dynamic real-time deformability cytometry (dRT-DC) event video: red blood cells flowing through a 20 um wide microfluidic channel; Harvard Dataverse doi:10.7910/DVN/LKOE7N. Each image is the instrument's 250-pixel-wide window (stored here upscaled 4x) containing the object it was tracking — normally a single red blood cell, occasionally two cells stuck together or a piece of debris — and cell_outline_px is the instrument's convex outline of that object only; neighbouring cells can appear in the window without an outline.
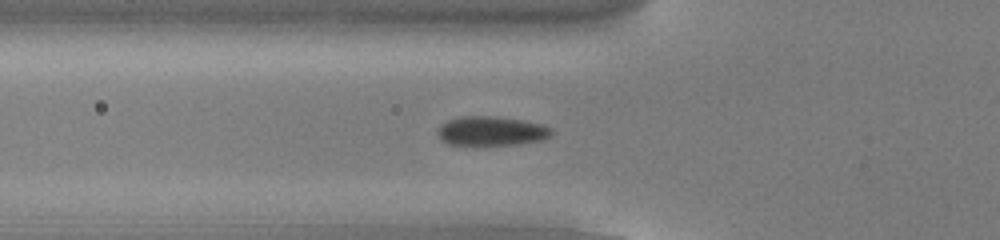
{"species": "common noctule bat (a hibernating species)", "species_latin": "Nyctalus noctula", "temperature_condition": "cold", "stored_images_in_passage": 44, "camera_frame_rate_fps": 3000, "um_per_image_px": 0.085, "animal": {"sex": "male", "body_mass_g": 13.0, "forearm_length_mm": 53.1}, "frame": {"image": 1, "passage_image": 12, "time_ms": 3.667, "image_size_px": [1000, 240], "cell_outline_px": [[552, 136], [544, 140], [516, 144], [448, 144], [436, 132], [436, 128], [440, 124], [448, 120], [460, 116], [496, 116], [524, 120], [544, 124], [552, 128]], "centroid_in_image_um": [41.81, 11.11], "position_along_channel_um": 84.0, "area_um2": 19.54}}
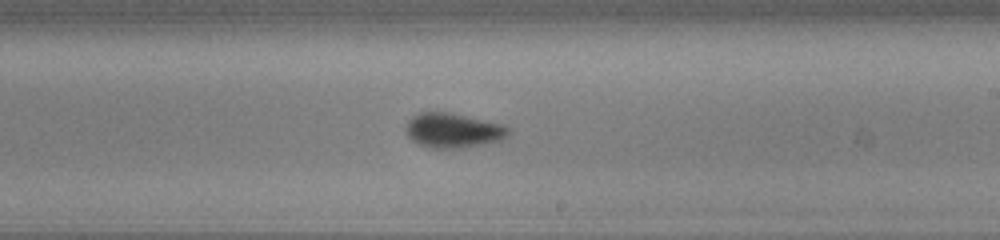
{"frame": {"image": 2, "passage_image": 25, "time_ms": 8.0, "image_size_px": [1000, 240], "cell_outline_px": [[508, 132], [500, 140], [484, 144], [460, 148], [428, 148], [412, 140], [404, 132], [404, 128], [408, 120], [412, 116], [420, 112], [448, 112], [504, 124], [508, 128]], "centroid_in_image_um": [38.45, 11.08], "position_along_channel_um": 250.6, "area_um2": 20.69}}
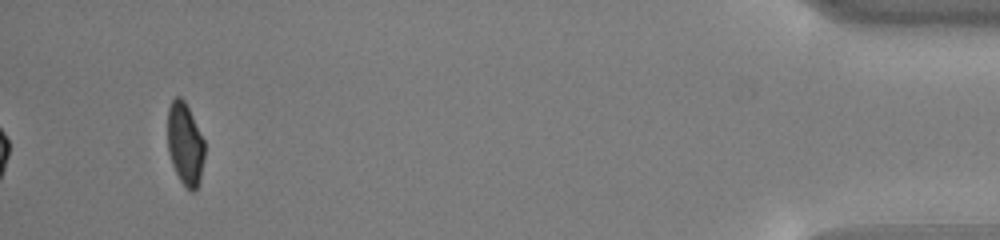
{"frame": {"image": 3, "passage_image": 44, "time_ms": 14.333, "image_size_px": [1000, 240], "cell_outline_px": [[204, 156], [200, 180], [196, 188], [192, 192], [180, 180], [172, 164], [168, 152], [168, 108], [172, 100], [176, 96], [180, 96], [184, 100], [204, 140]], "centroid_in_image_um": [15.72, 12.23], "position_along_channel_um": 419.5, "area_um2": 17.51}, "authors_computed_cell_mechanics": {"area_um2": 19.5942, "velocity_mm_per_s": 3.8405, "shape_relaxation_time_tau1_ms": 2.1109, "shape_relaxation_time_tau2_ms": null, "deformation_change_tau1": 0.094, "deformation_change_tau2": null}}